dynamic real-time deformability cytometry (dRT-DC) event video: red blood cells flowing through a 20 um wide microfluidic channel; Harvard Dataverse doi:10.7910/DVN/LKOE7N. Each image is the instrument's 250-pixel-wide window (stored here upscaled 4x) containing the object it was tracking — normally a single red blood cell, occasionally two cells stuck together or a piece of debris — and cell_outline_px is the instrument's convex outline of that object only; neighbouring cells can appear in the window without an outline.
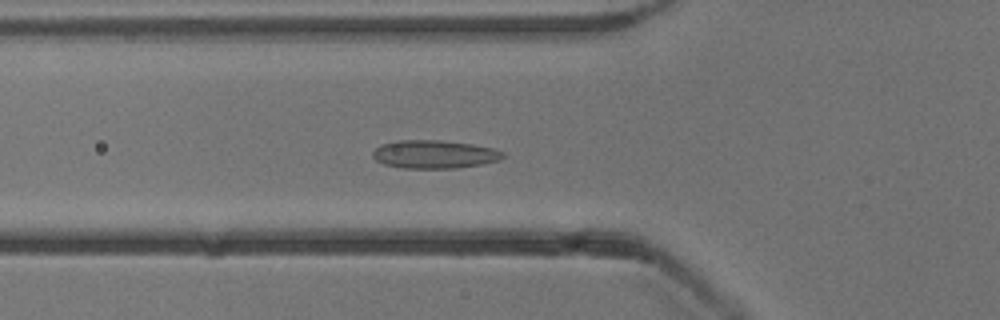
{"species": "common noctule bat (a hibernating species)", "species_latin": "Nyctalus noctula", "temperature_condition": "cold", "stored_images_in_passage": 53, "camera_frame_rate_fps": 3000, "um_per_image_px": 0.085, "animal": {"sex": "male", "body_mass_g": 13.3}, "frame": {"image": 1, "passage_image": 18, "time_ms": 5.667, "image_size_px": [1000, 320], "cell_outline_px": [[504, 156], [500, 160], [480, 164], [456, 168], [404, 168], [384, 164], [376, 160], [372, 156], [372, 152], [380, 144], [396, 140], [440, 140], [472, 144], [492, 148], [504, 152]], "centroid_in_image_um": [36.89, 13.11], "position_along_channel_um": 88.9, "area_um2": 21.39}}
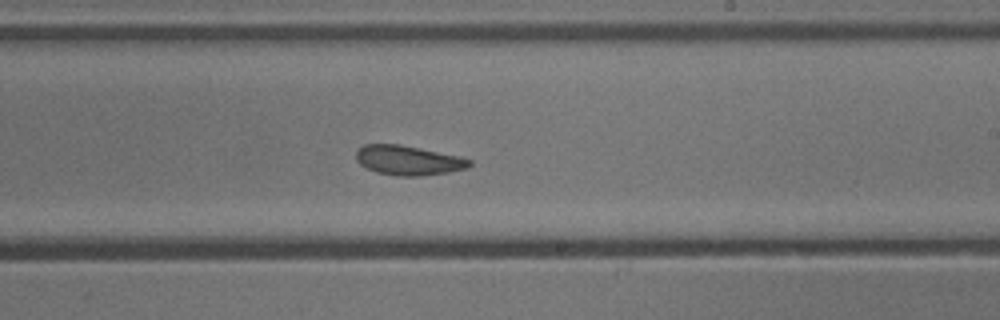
{"frame": {"image": 2, "passage_image": 31, "time_ms": 10.0, "image_size_px": [1000, 320], "cell_outline_px": [[472, 164], [468, 168], [448, 172], [420, 176], [396, 176], [376, 172], [360, 164], [356, 160], [356, 152], [364, 144], [400, 144], [460, 156], [472, 160]], "centroid_in_image_um": [34.72, 13.63], "position_along_channel_um": 254.3, "area_um2": 19.59}}
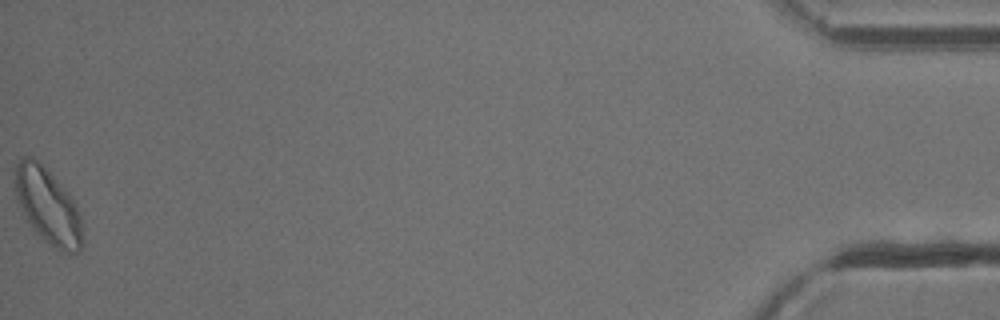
{"frame": {"image": 3, "passage_image": 53, "time_ms": 17.333, "image_size_px": [1000, 320], "cell_outline_px": [[84, 244], [80, 252], [60, 252], [36, 232], [32, 228], [16, 200], [16, 164], [20, 156], [32, 156], [52, 176], [76, 204], [80, 216]], "centroid_in_image_um": [4.08, 17.55], "position_along_channel_um": 431.1, "area_um2": 29.13}, "authors_computed_cell_mechanics": {"area_um2": 21.097, "velocity_mm_per_s": 3.811, "shape_relaxation_time_tau1_ms": null, "shape_relaxation_time_tau2_ms": 2.6932, "deformation_change_tau1": null, "deformation_change_tau2": 0.0745}}